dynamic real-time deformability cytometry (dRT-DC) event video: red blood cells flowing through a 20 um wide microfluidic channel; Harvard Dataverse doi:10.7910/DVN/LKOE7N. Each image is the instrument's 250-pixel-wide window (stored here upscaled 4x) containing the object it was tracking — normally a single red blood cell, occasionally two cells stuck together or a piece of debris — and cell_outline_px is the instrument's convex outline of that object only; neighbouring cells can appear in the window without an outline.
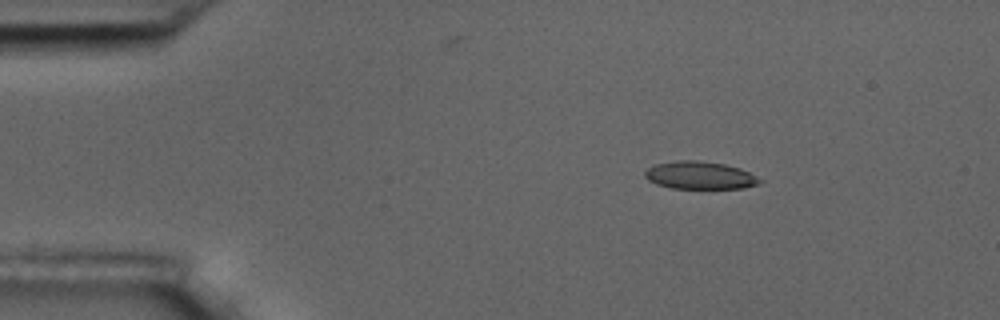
{"species": "common noctule bat (a hibernating species)", "species_latin": "Nyctalus noctula", "temperature_condition": "room temperature", "stored_images_in_passage": 3, "camera_frame_rate_fps": 3000, "um_per_image_px": 0.085, "animal": {"sex": "male", "body_mass_g": 17.5, "forearm_length_mm": 52.3}, "frame": {"image": 1, "passage_image": 1, "time_ms": 0.0, "image_size_px": [1000, 320], "cell_outline_px": [[764, 180], [760, 184], [744, 188], [672, 188], [656, 184], [648, 180], [644, 176], [644, 172], [648, 168], [656, 164], [676, 160], [696, 160], [724, 164], [740, 168]], "centroid_in_image_um": [59.5, 14.9], "position_along_channel_um": 25.5, "area_um2": 18.55}}